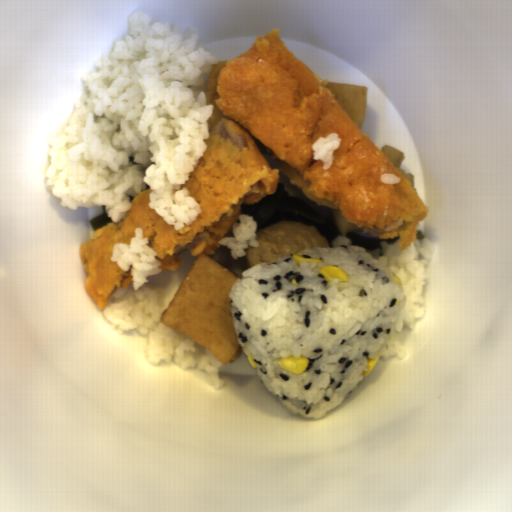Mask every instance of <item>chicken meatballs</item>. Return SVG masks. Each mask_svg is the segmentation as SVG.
I'll return each mask as SVG.
<instances>
[{"instance_id": "fd5e1221", "label": "chicken meatballs", "mask_w": 512, "mask_h": 512, "mask_svg": "<svg viewBox=\"0 0 512 512\" xmlns=\"http://www.w3.org/2000/svg\"><path fill=\"white\" fill-rule=\"evenodd\" d=\"M257 247L247 248L248 267L261 262L274 263L280 257L309 247H330L314 225L300 221H277L258 228Z\"/></svg>"}]
</instances>
